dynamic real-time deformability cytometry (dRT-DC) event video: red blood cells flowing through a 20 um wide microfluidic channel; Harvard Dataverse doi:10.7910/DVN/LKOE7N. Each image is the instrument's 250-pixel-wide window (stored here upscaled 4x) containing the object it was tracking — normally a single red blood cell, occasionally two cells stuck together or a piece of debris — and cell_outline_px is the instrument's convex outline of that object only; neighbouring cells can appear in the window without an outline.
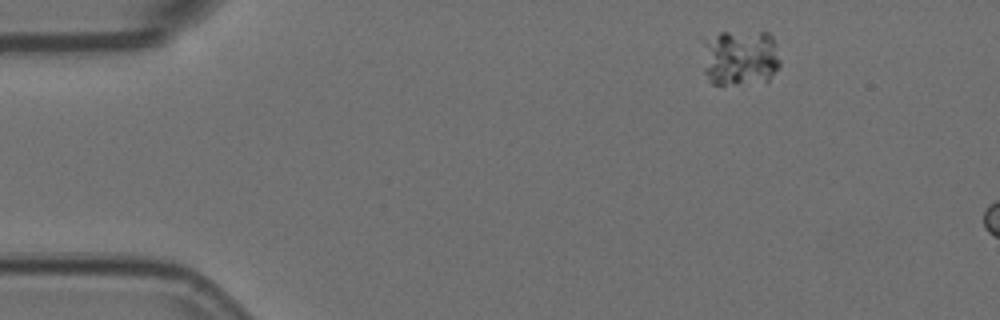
{"species": "Egyptian fruit bat (a non-hibernating species)", "species_latin": "Rousettus aegyptiacus", "temperature_condition": "room temperature", "stored_images_in_passage": 2, "camera_frame_rate_fps": 3000, "um_per_image_px": 0.085, "animal": {"sex": "female"}, "frame": {"image": 1, "passage_image": 1, "time_ms": 0.0, "image_size_px": [1000, 320], "cell_outline_px": [[780, 64], [768, 80], [736, 84], [712, 84], [704, 72], [700, 40], [700, 36], [720, 32], [768, 32], [772, 36], [776, 44], [780, 60]], "centroid_in_image_um": [62.82, 4.85], "position_along_channel_um": 22.2, "area_um2": 26.24}}